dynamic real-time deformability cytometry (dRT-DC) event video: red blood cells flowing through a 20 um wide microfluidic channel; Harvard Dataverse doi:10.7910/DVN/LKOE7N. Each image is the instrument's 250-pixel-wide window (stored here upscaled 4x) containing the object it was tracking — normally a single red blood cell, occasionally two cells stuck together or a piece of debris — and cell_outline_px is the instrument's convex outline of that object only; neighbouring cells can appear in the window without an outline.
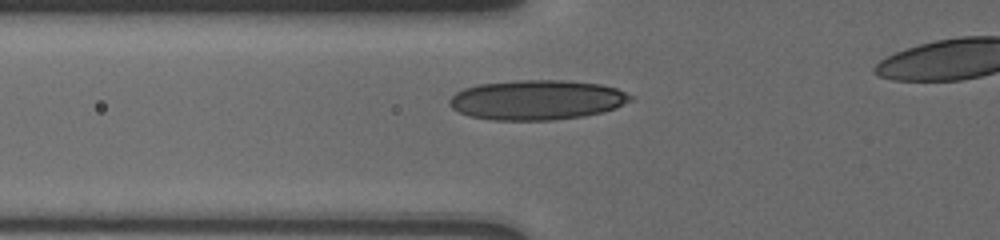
{"species": "human", "species_latin": "Homo sapiens", "temperature_condition": "cold", "stored_images_in_passage": 31, "camera_frame_rate_fps": 3000, "um_per_image_px": 0.085, "donor": {"sex": "male"}, "frame": {"image": 1, "passage_image": 2, "time_ms": 0.667, "image_size_px": [1000, 240], "cell_outline_px": [[632, 100], [616, 108], [584, 116], [552, 120], [492, 120], [468, 116], [452, 108], [448, 104], [448, 100], [456, 92], [464, 88], [480, 84], [520, 80], [564, 80], [600, 84], [616, 88], [632, 96]], "centroid_in_image_um": [45.61, 8.49], "position_along_channel_um": 80.2, "area_um2": 41.96}}
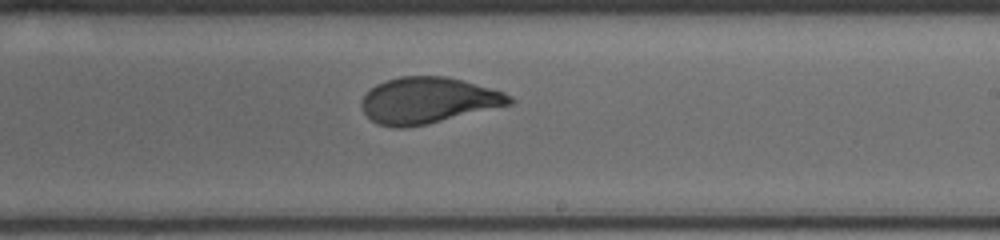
{"frame": {"image": 2, "passage_image": 16, "time_ms": 5.333, "image_size_px": [1000, 240], "cell_outline_px": [[516, 100], [512, 104], [428, 124], [404, 128], [392, 128], [376, 124], [364, 112], [360, 104], [364, 96], [376, 84], [400, 76], [444, 76], [460, 80], [504, 92], [512, 96]], "centroid_in_image_um": [36.38, 8.55], "position_along_channel_um": 252.6, "area_um2": 39.65}}
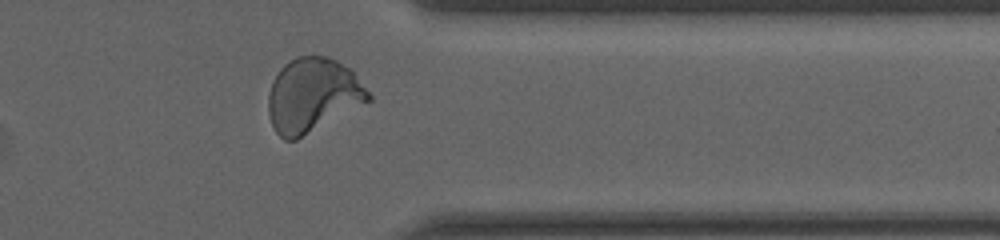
{"frame": {"image": 3, "passage_image": 27, "time_ms": 9.0, "image_size_px": [1000, 240], "cell_outline_px": [[372, 100], [296, 140], [284, 140], [276, 132], [272, 124], [268, 112], [268, 96], [272, 80], [280, 68], [284, 64], [296, 56], [328, 56], [336, 60], [348, 68], [356, 76], [372, 96]], "centroid_in_image_um": [26.56, 8.09], "position_along_channel_um": 384.8, "area_um2": 43.12}}